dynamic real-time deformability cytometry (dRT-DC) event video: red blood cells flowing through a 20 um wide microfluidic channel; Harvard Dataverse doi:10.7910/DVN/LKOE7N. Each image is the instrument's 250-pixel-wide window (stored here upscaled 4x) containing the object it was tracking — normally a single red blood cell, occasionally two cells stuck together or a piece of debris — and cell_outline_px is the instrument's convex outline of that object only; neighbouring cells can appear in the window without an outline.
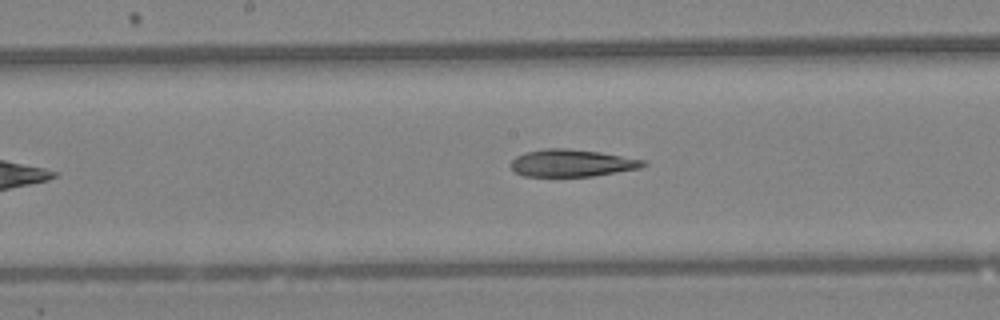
{"species": "Egyptian fruit bat (a non-hibernating species)", "species_latin": "Rousettus aegyptiacus", "temperature_condition": "warm", "stored_images_in_passage": 8, "camera_frame_rate_fps": 3000, "um_per_image_px": 0.085, "animal": {"sex": "female"}, "frame": {"image": 1, "passage_image": 8, "time_ms": 2.333, "image_size_px": [1000, 320], "cell_outline_px": [[648, 164], [640, 168], [592, 176], [524, 176], [516, 172], [508, 164], [516, 156], [524, 152], [544, 148], [568, 148], [600, 152], [648, 160]], "centroid_in_image_um": [48.62, 13.84], "position_along_channel_um": 199.6, "area_um2": 21.21}}